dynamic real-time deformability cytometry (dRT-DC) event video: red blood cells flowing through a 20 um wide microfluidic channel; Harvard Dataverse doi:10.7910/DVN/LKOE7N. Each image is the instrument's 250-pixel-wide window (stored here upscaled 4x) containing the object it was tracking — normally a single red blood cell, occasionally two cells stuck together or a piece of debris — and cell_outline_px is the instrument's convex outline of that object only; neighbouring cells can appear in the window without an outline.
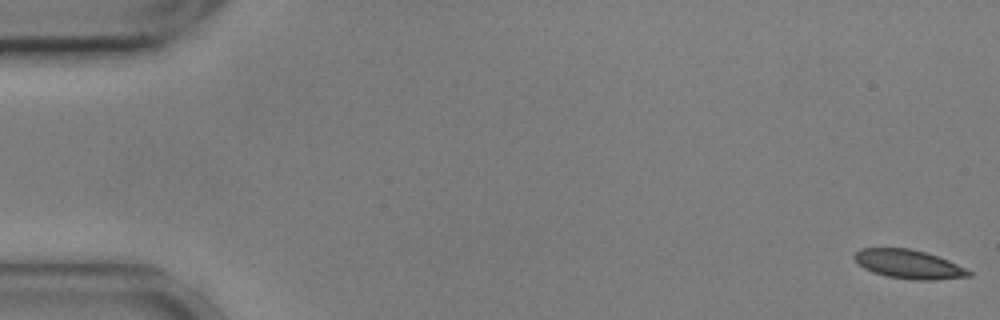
{"species": "common noctule bat (a hibernating species)", "species_latin": "Nyctalus noctula", "temperature_condition": "cold", "stored_images_in_passage": 56, "camera_frame_rate_fps": 3000, "um_per_image_px": 0.085, "animal": {"sex": "male", "body_mass_g": 17.9, "forearm_length_mm": 54.2}, "frame": {"image": 1, "passage_image": 1, "time_ms": 0.0, "image_size_px": [1000, 320], "cell_outline_px": [[972, 276], [936, 280], [912, 280], [884, 276], [872, 272], [864, 268], [852, 256], [860, 248], [908, 248], [924, 252], [948, 260], [972, 272]], "centroid_in_image_um": [77.22, 22.47], "position_along_channel_um": 7.8, "area_um2": 19.19}}
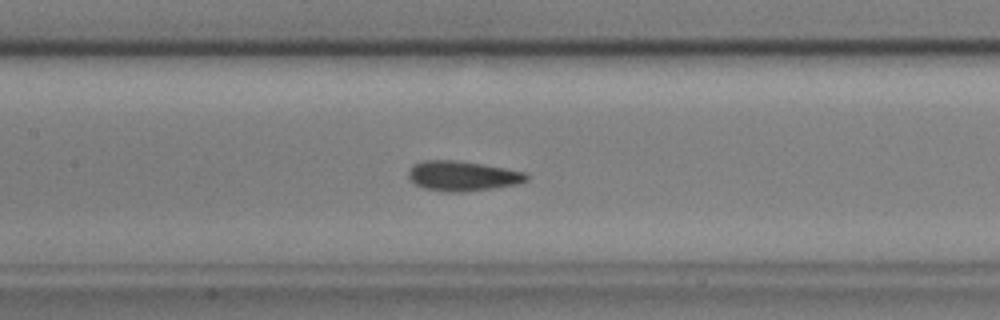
{"frame": {"image": 2, "passage_image": 26, "time_ms": 8.333, "image_size_px": [1000, 320], "cell_outline_px": [[528, 180], [516, 184], [492, 188], [464, 192], [444, 192], [424, 188], [416, 184], [408, 176], [408, 172], [412, 164], [424, 160], [456, 160], [528, 172]], "centroid_in_image_um": [39.3, 14.95], "position_along_channel_um": 168.1, "area_um2": 20.58}}
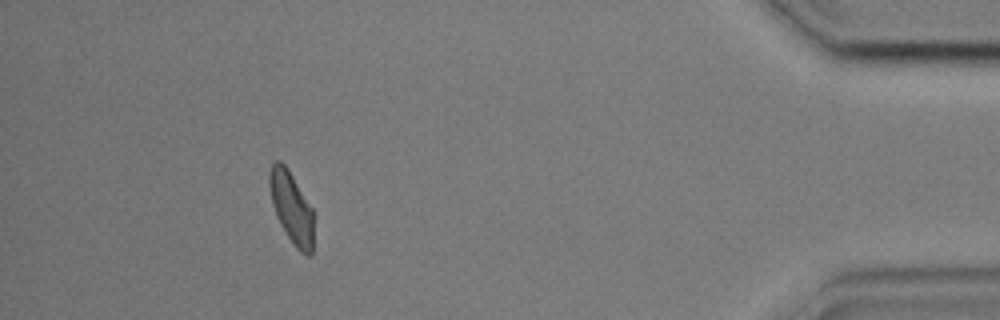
{"frame": {"image": 3, "passage_image": 51, "time_ms": 16.667, "image_size_px": [1000, 320], "cell_outline_px": [[312, 256], [308, 256], [300, 252], [296, 248], [280, 224], [276, 216], [272, 204], [268, 184], [268, 176], [272, 164], [276, 160], [280, 160], [288, 168], [312, 208]], "centroid_in_image_um": [24.75, 17.62], "position_along_channel_um": 410.5, "area_um2": 18.32}, "authors_computed_cell_mechanics": {"area_um2": 19.652, "velocity_mm_per_s": 3.5819, "shape_relaxation_time_tau1_ms": 5.5441, "shape_relaxation_time_tau2_ms": 1.3469, "deformation_change_tau1": 0.1166, "deformation_change_tau2": 0.0484}}